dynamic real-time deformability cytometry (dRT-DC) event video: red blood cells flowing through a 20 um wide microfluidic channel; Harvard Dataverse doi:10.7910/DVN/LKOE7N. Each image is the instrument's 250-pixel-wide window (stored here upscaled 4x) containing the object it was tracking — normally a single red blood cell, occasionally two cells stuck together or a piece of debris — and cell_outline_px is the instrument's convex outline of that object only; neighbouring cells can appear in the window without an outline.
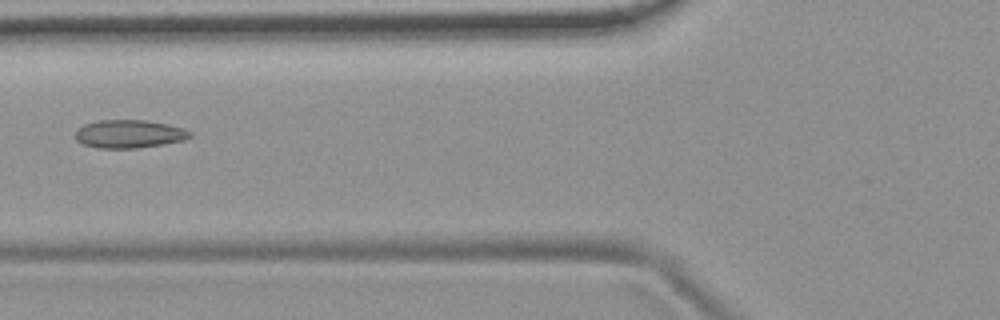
{"species": "common noctule bat (a hibernating species)", "species_latin": "Nyctalus noctula", "temperature_condition": "room temperature", "stored_images_in_passage": 2, "camera_frame_rate_fps": 3000, "um_per_image_px": 0.085, "animal": {"sex": "female", "body_mass_g": 19.9}, "frame": {"image": 1, "passage_image": 2, "time_ms": 1.0, "image_size_px": [1000, 320], "cell_outline_px": [[192, 136], [184, 140], [136, 148], [100, 148], [84, 144], [76, 140], [76, 132], [84, 124], [100, 120], [144, 120], [168, 124], [184, 128], [192, 132]], "centroid_in_image_um": [11.01, 11.38], "position_along_channel_um": 114.8, "area_um2": 18.61}}